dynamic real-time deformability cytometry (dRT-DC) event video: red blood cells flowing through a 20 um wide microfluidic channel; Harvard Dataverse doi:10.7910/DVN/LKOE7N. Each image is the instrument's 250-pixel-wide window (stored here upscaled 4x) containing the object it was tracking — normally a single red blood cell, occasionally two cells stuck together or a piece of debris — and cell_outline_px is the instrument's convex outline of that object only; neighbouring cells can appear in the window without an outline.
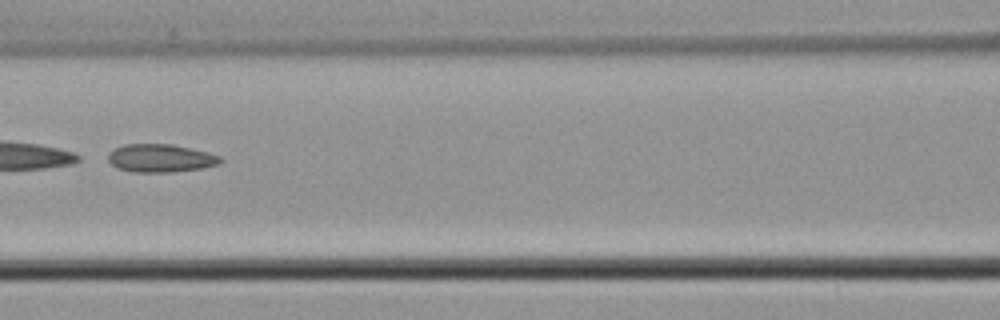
{"species": "common noctule bat (a hibernating species)", "species_latin": "Nyctalus noctula", "temperature_condition": "cold", "stored_images_in_passage": 51, "camera_frame_rate_fps": 3000, "um_per_image_px": 0.085, "animal": {"sex": "male", "body_mass_g": 21.5, "forearm_length_mm": 52.0}, "frame": {"image": 1, "passage_image": 24, "time_ms": 7.667, "image_size_px": [1000, 320], "cell_outline_px": [[224, 160], [220, 164], [204, 168], [172, 172], [132, 172], [116, 168], [108, 160], [108, 152], [124, 144], [172, 144], [208, 152], [220, 156]], "centroid_in_image_um": [13.66, 13.45], "position_along_channel_um": 152.9, "area_um2": 18.55}}
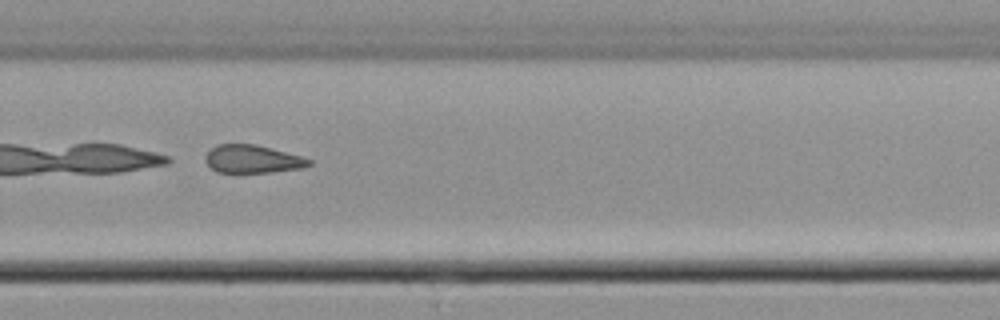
{"frame": {"image": 2, "passage_image": 36, "time_ms": 11.667, "image_size_px": [1000, 320], "cell_outline_px": [[312, 164], [304, 168], [272, 172], [216, 172], [204, 160], [204, 156], [216, 144], [256, 144], [272, 148], [300, 156], [312, 160]], "centroid_in_image_um": [21.47, 13.52], "position_along_channel_um": 308.3, "area_um2": 16.94}}